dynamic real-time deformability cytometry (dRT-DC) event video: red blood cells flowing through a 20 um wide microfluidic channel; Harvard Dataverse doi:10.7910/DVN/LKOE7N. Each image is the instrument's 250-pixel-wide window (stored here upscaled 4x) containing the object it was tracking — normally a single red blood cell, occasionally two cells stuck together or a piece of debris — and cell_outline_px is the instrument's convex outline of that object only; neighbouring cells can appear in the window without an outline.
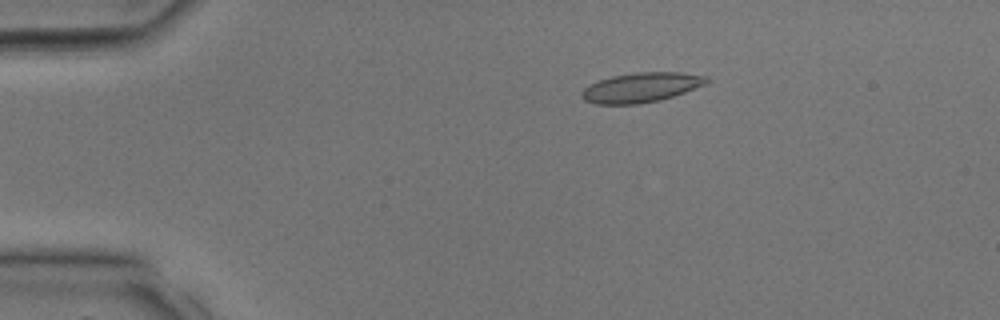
{"species": "common noctule bat (a hibernating species)", "species_latin": "Nyctalus noctula", "temperature_condition": "room temperature", "stored_images_in_passage": 31, "camera_frame_rate_fps": 3000, "um_per_image_px": 0.085, "animal": {"sex": "male", "body_mass_g": 17.9, "forearm_length_mm": 54.2}, "frame": {"image": 1, "passage_image": 4, "time_ms": 1.0, "image_size_px": [1000, 320], "cell_outline_px": [[712, 80], [704, 84], [684, 92], [660, 100], [636, 104], [596, 104], [584, 100], [580, 96], [580, 92], [588, 84], [612, 76], [636, 72], [680, 72], [708, 76]], "centroid_in_image_um": [54.47, 7.43], "position_along_channel_um": 30.5, "area_um2": 21.62}}
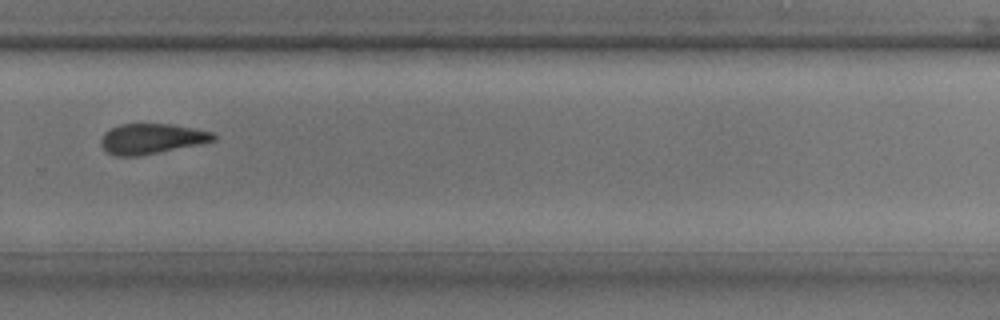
{"frame": {"image": 2, "passage_image": 21, "time_ms": 6.667, "image_size_px": [1000, 320], "cell_outline_px": [[216, 140], [136, 156], [112, 156], [100, 144], [100, 140], [104, 132], [120, 124], [172, 124], [212, 132], [216, 136]], "centroid_in_image_um": [12.83, 11.78], "position_along_channel_um": 317.0, "area_um2": 19.42}}
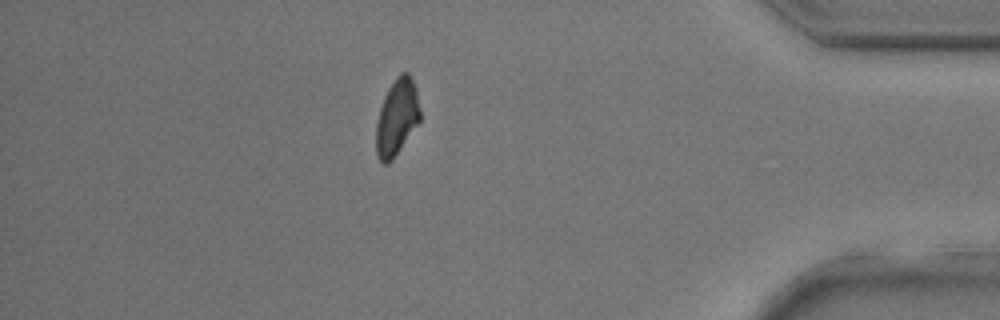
{"frame": {"image": 3, "passage_image": 27, "time_ms": 8.667, "image_size_px": [1000, 320], "cell_outline_px": [[420, 120], [392, 160], [388, 164], [384, 164], [376, 156], [376, 124], [380, 108], [384, 96], [388, 88], [396, 76], [400, 72], [408, 72], [416, 88], [420, 108]], "centroid_in_image_um": [33.72, 9.95], "position_along_channel_um": 401.5, "area_um2": 19.54}}